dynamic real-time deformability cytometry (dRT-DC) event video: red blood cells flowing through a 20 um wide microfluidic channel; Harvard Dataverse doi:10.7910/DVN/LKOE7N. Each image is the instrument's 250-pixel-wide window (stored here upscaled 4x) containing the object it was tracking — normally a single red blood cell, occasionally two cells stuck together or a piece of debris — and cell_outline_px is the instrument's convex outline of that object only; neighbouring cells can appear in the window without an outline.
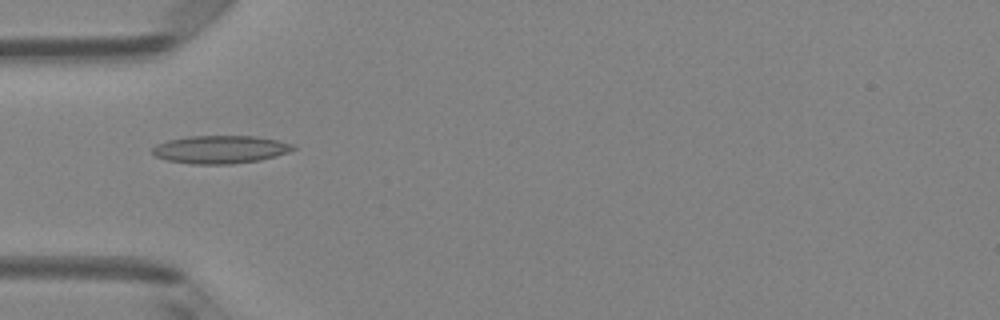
{"species": "Egyptian fruit bat (a non-hibernating species)", "species_latin": "Rousettus aegyptiacus", "temperature_condition": "room temperature", "stored_images_in_passage": 49, "camera_frame_rate_fps": 3000, "um_per_image_px": 0.085, "animal": {"sex": "female"}, "frame": {"image": 1, "passage_image": 16, "time_ms": 5.0, "image_size_px": [1000, 320], "cell_outline_px": [[296, 148], [288, 152], [276, 156], [260, 160], [232, 164], [192, 164], [168, 160], [156, 156], [152, 152], [152, 148], [156, 144], [168, 140], [192, 136], [256, 136], [296, 144]], "centroid_in_image_um": [18.76, 12.7], "position_along_channel_um": 66.2, "area_um2": 22.89}}
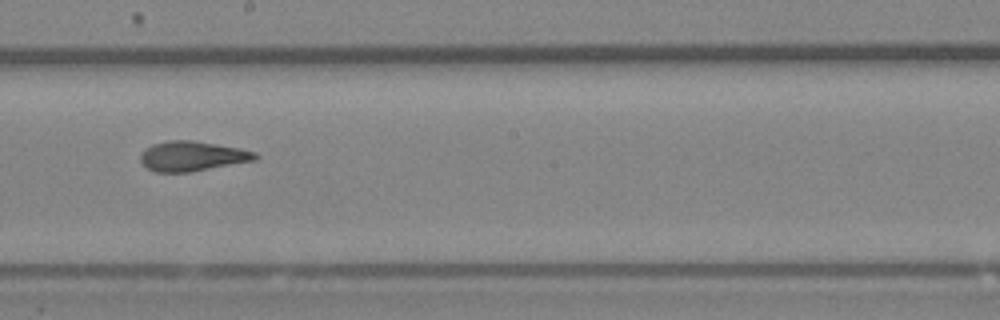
{"frame": {"image": 2, "passage_image": 28, "time_ms": 9.0, "image_size_px": [1000, 320], "cell_outline_px": [[260, 156], [256, 160], [188, 172], [156, 172], [148, 168], [140, 160], [140, 156], [144, 148], [152, 144], [168, 140], [192, 140], [240, 148], [256, 152]], "centroid_in_image_um": [16.34, 13.26], "position_along_channel_um": 231.9, "area_um2": 19.94}}
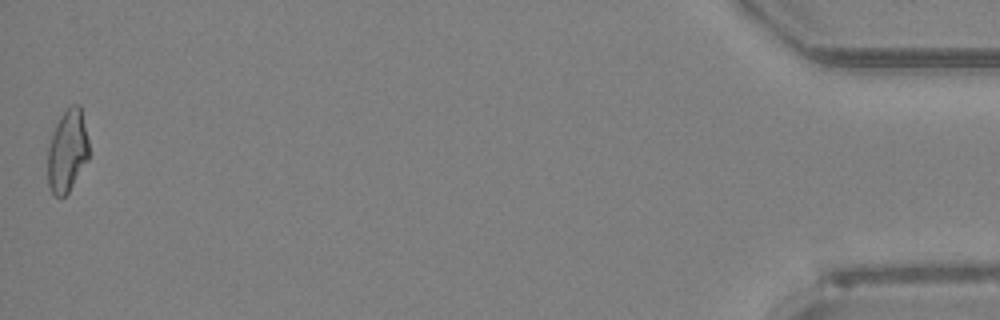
{"frame": {"image": 3, "passage_image": 49, "time_ms": 16.0, "image_size_px": [1000, 320], "cell_outline_px": [[88, 160], [68, 192], [60, 200], [52, 192], [48, 184], [48, 148], [56, 124], [60, 116], [72, 104], [80, 104], [88, 140]], "centroid_in_image_um": [5.72, 12.84], "position_along_channel_um": 429.5, "area_um2": 19.59}, "authors_computed_cell_mechanics": {"area_um2": 20.0566, "velocity_mm_per_s": 4.1638, "shape_relaxation_time_tau1_ms": 6.7394, "shape_relaxation_time_tau2_ms": 1.789, "deformation_change_tau1": 0.2076, "deformation_change_tau2": 0.1043}}